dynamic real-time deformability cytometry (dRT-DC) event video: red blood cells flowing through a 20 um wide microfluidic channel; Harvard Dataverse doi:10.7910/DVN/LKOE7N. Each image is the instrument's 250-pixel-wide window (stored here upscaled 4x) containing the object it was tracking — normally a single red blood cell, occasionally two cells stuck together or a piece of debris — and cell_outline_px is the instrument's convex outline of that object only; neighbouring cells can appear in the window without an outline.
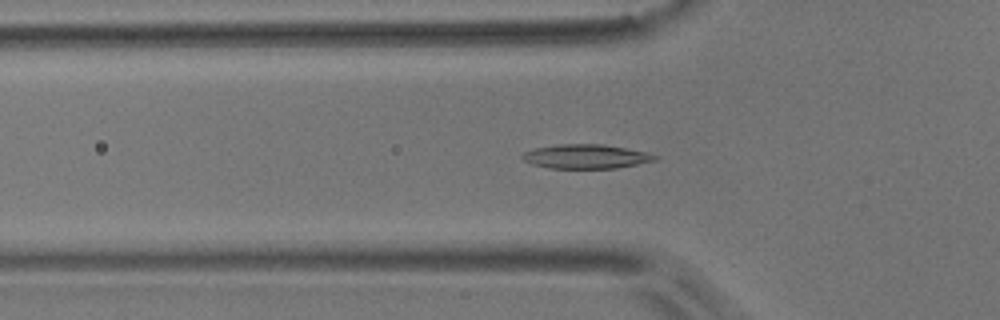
{"species": "common noctule bat (a hibernating species)", "species_latin": "Nyctalus noctula", "temperature_condition": "room temperature", "stored_images_in_passage": 48, "camera_frame_rate_fps": 3000, "um_per_image_px": 0.085, "animal": {"sex": "male", "body_mass_g": 17.9}, "frame": {"image": 1, "passage_image": 12, "time_ms": 3.667, "image_size_px": [1000, 320], "cell_outline_px": [[660, 160], [616, 168], [548, 168], [532, 164], [524, 160], [520, 156], [524, 152], [536, 148], [560, 144], [604, 144], [648, 152], [660, 156]], "centroid_in_image_um": [49.88, 13.3], "position_along_channel_um": 75.9, "area_um2": 18.84}}
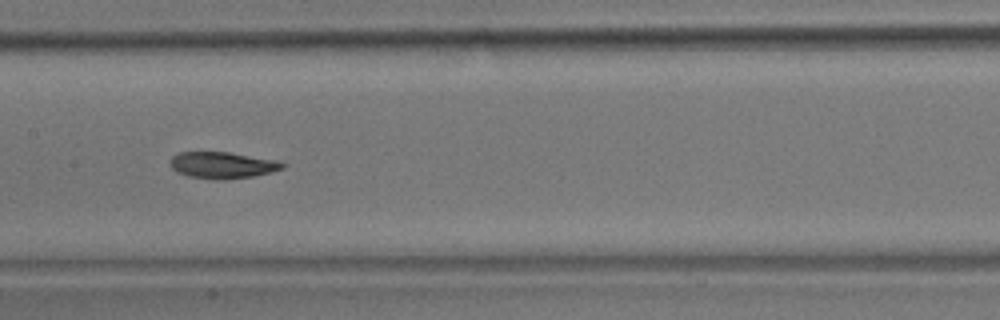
{"frame": {"image": 2, "passage_image": 21, "time_ms": 6.667, "image_size_px": [1000, 320], "cell_outline_px": [[288, 164], [284, 168], [272, 172], [252, 176], [224, 180], [216, 180], [188, 176], [176, 172], [168, 164], [172, 156], [180, 152], [228, 152], [276, 160]], "centroid_in_image_um": [18.9, 14.04], "position_along_channel_um": 188.5, "area_um2": 17.51}}
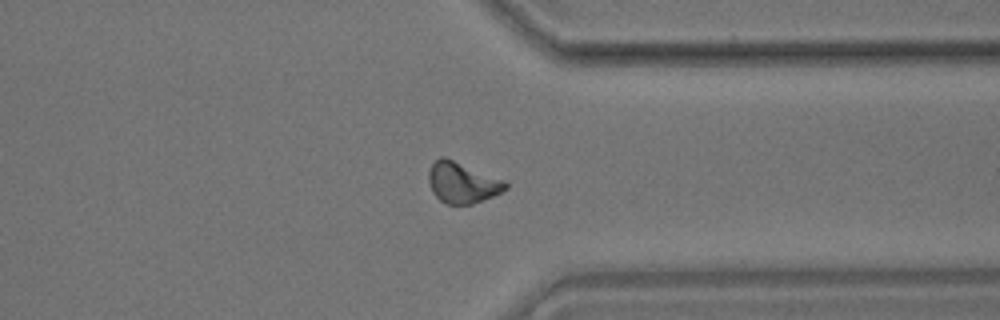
{"frame": {"image": 3, "passage_image": 36, "time_ms": 11.667, "image_size_px": [1000, 320], "cell_outline_px": [[508, 188], [492, 196], [472, 204], [444, 204], [432, 192], [428, 180], [428, 172], [432, 164], [440, 156], [444, 156], [504, 180], [508, 184]], "centroid_in_image_um": [39.27, 15.52], "position_along_channel_um": 372.1, "area_um2": 18.21}, "authors_computed_cell_mechanics": {"area_um2": 17.7157, "velocity_mm_per_s": 3.7195, "shape_relaxation_time_tau1_ms": 4.5624, "shape_relaxation_time_tau2_ms": 3.0821, "deformation_change_tau1": 0.1373, "deformation_change_tau2": 0.0847}}